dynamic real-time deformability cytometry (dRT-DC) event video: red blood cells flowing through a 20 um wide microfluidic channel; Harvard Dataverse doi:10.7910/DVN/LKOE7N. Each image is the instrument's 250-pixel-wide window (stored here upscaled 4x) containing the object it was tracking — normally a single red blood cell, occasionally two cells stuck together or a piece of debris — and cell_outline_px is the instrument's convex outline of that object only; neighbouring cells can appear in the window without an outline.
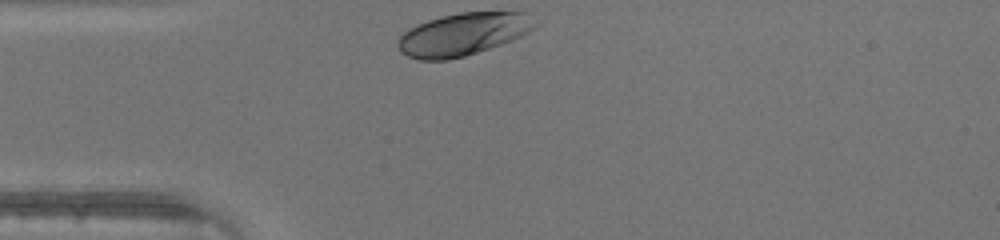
{"species": "human", "species_latin": "Homo sapiens", "temperature_condition": "warm", "stored_images_in_passage": 25, "camera_frame_rate_fps": 3000, "um_per_image_px": 0.085, "donor": {"sex": "male"}, "frame": {"image": 1, "passage_image": 1, "time_ms": 0.0, "image_size_px": [1000, 240], "cell_outline_px": [[536, 24], [528, 32], [512, 40], [464, 56], [448, 60], [420, 60], [408, 56], [400, 52], [396, 44], [396, 40], [404, 32], [428, 20], [440, 16], [460, 12], [528, 12]], "centroid_in_image_um": [39.32, 2.91], "position_along_channel_um": 45.7, "area_um2": 33.7}}
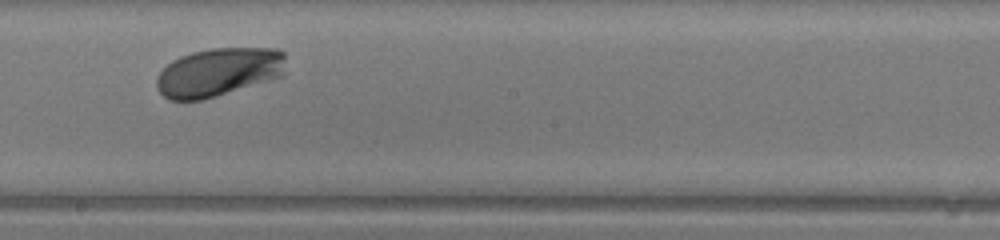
{"frame": {"image": 2, "passage_image": 15, "time_ms": 4.667, "image_size_px": [1000, 240], "cell_outline_px": [[284, 76], [204, 100], [168, 100], [156, 88], [156, 76], [172, 60], [180, 56], [192, 52], [212, 48], [280, 48], [284, 52]], "centroid_in_image_um": [18.59, 6.13], "position_along_channel_um": 229.6, "area_um2": 36.88}}
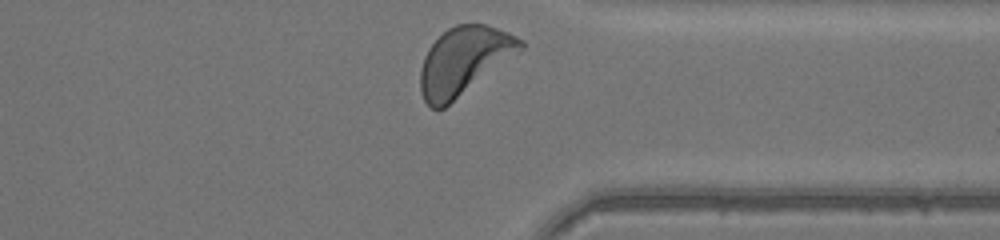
{"frame": {"image": 3, "passage_image": 25, "time_ms": 8.0, "image_size_px": [1000, 240], "cell_outline_px": [[524, 48], [520, 52], [444, 108], [432, 108], [424, 100], [420, 92], [420, 68], [424, 56], [428, 48], [448, 28], [456, 24], [484, 24], [508, 32], [524, 40]], "centroid_in_image_um": [39.43, 5.17], "position_along_channel_um": 372.0, "area_um2": 39.36}}